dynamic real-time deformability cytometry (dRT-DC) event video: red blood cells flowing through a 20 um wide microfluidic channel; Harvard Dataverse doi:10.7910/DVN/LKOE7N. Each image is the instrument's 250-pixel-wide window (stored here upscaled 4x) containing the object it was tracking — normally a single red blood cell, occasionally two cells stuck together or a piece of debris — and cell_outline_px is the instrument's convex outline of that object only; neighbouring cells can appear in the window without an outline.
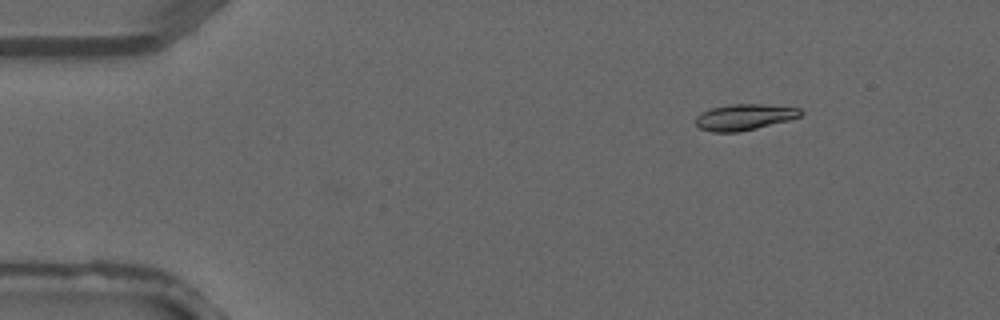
{"species": "common noctule bat (a hibernating species)", "species_latin": "Nyctalus noctula", "temperature_condition": "warm", "stored_images_in_passage": 4, "camera_frame_rate_fps": 3000, "um_per_image_px": 0.085, "animal": {"sex": "male", "forearm_length_mm": 52.5}, "frame": {"image": 1, "passage_image": 2, "time_ms": 0.333, "image_size_px": [1000, 320], "cell_outline_px": [[804, 112], [800, 116], [788, 120], [740, 132], [712, 132], [700, 128], [696, 124], [696, 116], [712, 108], [728, 104], [764, 104], [800, 108]], "centroid_in_image_um": [63.28, 9.95], "position_along_channel_um": 21.7, "area_um2": 15.84}}
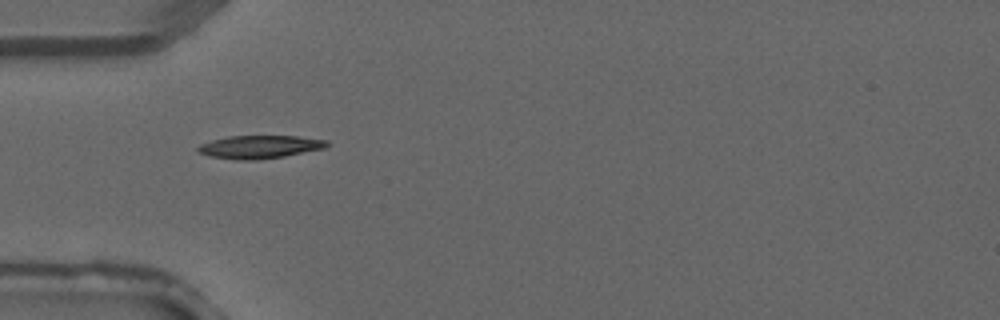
{"frame": {"image": 2, "passage_image": 4, "time_ms": 1.0, "image_size_px": [1000, 320], "cell_outline_px": [[328, 144], [324, 148], [284, 156], [256, 160], [236, 160], [208, 156], [200, 152], [196, 148], [200, 144], [212, 140], [228, 136], [296, 136], [328, 140]], "centroid_in_image_um": [22.04, 12.48], "position_along_channel_um": 63.0, "area_um2": 17.22}}